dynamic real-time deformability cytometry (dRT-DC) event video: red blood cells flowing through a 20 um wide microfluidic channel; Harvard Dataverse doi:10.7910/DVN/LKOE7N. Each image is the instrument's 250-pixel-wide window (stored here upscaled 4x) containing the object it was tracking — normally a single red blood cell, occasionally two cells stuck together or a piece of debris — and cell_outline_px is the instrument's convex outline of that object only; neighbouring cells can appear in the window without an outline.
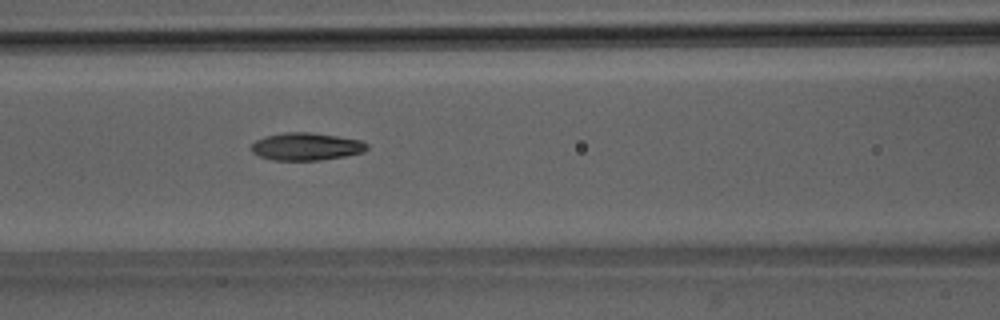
{"species": "Egyptian fruit bat (a non-hibernating species)", "species_latin": "Rousettus aegyptiacus", "temperature_condition": "room temperature", "stored_images_in_passage": 47, "camera_frame_rate_fps": 3000, "um_per_image_px": 0.085, "animal": {"sex": "male"}, "frame": {"image": 1, "passage_image": 18, "time_ms": 5.667, "image_size_px": [1000, 320], "cell_outline_px": [[368, 148], [364, 152], [344, 156], [320, 160], [272, 160], [260, 156], [252, 152], [252, 144], [256, 140], [264, 136], [284, 132], [312, 132], [360, 140], [368, 144]], "centroid_in_image_um": [26.03, 12.45], "position_along_channel_um": 140.6, "area_um2": 18.55}}
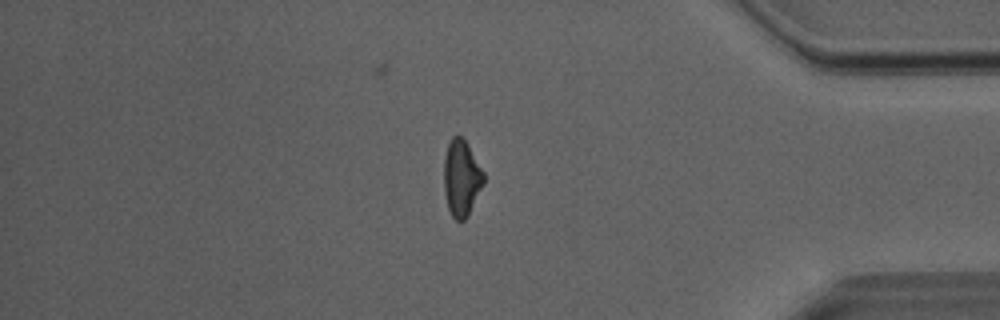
{"frame": {"image": 2, "passage_image": 39, "time_ms": 12.667, "image_size_px": [1000, 320], "cell_outline_px": [[484, 184], [468, 216], [464, 220], [456, 220], [452, 216], [448, 208], [444, 192], [444, 156], [448, 144], [452, 136], [456, 132], [468, 144], [484, 172]], "centroid_in_image_um": [39.22, 15.12], "position_along_channel_um": 396.0, "area_um2": 17.86}}
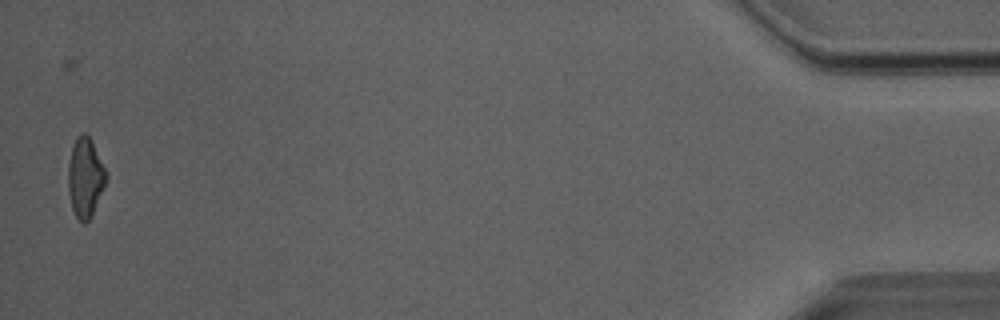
{"frame": {"image": 3, "passage_image": 46, "time_ms": 15.0, "image_size_px": [1000, 320], "cell_outline_px": [[108, 180], [92, 216], [84, 224], [76, 216], [72, 208], [68, 192], [68, 164], [72, 148], [76, 136], [80, 132], [84, 132], [88, 136], [108, 172]], "centroid_in_image_um": [7.26, 15.1], "position_along_channel_um": 427.9, "area_um2": 17.8}, "authors_computed_cell_mechanics": {"area_um2": 18.2648, "velocity_mm_per_s": 4.0736, "shape_relaxation_time_tau1_ms": 5.8366, "shape_relaxation_time_tau2_ms": 2.9679, "deformation_change_tau1": 0.167, "deformation_change_tau2": 0.1029}}